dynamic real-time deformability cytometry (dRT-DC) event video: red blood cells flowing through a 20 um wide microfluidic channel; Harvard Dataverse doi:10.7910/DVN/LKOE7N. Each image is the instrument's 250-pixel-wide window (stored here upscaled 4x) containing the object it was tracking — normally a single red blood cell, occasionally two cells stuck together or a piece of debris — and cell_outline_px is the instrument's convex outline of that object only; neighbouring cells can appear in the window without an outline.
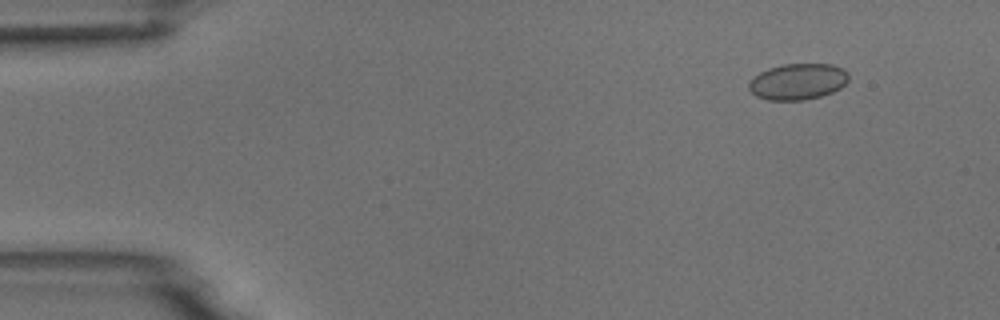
{"species": "common noctule bat (a hibernating species)", "species_latin": "Nyctalus noctula", "temperature_condition": "room temperature", "stored_images_in_passage": 4, "camera_frame_rate_fps": 3000, "um_per_image_px": 0.085, "animal": {"sex": "male", "body_mass_g": 18.8}, "frame": {"image": 1, "passage_image": 1, "time_ms": 0.0, "image_size_px": [1000, 320], "cell_outline_px": [[848, 80], [840, 88], [832, 92], [820, 96], [804, 100], [768, 100], [756, 96], [748, 88], [748, 80], [760, 72], [768, 68], [784, 64], [832, 64], [844, 68], [848, 72]], "centroid_in_image_um": [67.8, 6.93], "position_along_channel_um": 17.2, "area_um2": 21.15}}